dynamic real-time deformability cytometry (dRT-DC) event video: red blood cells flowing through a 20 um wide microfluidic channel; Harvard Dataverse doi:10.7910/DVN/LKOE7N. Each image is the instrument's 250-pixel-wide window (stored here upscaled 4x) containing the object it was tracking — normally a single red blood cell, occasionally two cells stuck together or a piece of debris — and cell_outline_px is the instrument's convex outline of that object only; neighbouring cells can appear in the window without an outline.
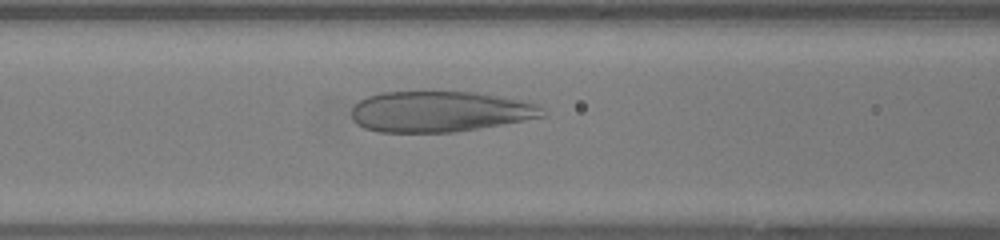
{"species": "human", "species_latin": "Homo sapiens", "temperature_condition": "warm", "stored_images_in_passage": 36, "camera_frame_rate_fps": 3000, "um_per_image_px": 0.085, "donor": {"sex": "female"}, "frame": {"image": 1, "passage_image": 11, "time_ms": 3.333, "image_size_px": [1000, 240], "cell_outline_px": [[544, 116], [524, 120], [452, 132], [380, 132], [364, 128], [356, 124], [352, 120], [352, 108], [360, 100], [368, 96], [380, 92], [472, 92], [520, 100], [536, 104], [540, 108]], "centroid_in_image_um": [37.29, 9.48], "position_along_channel_um": 129.3, "area_um2": 44.74}}
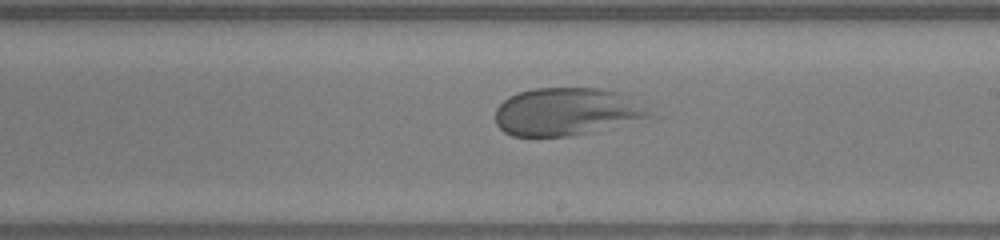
{"frame": {"image": 2, "passage_image": 19, "time_ms": 6.0, "image_size_px": [1000, 240], "cell_outline_px": [[668, 116], [572, 136], [512, 136], [504, 132], [496, 124], [496, 108], [508, 96], [516, 92], [532, 88], [600, 88], [620, 92]], "centroid_in_image_um": [48.37, 9.5], "position_along_channel_um": 240.6, "area_um2": 44.51}}
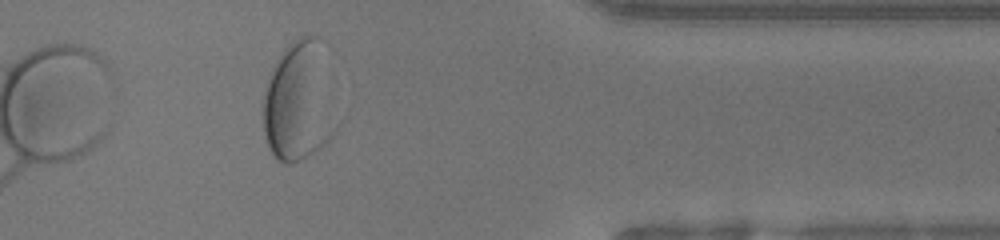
{"frame": {"image": 3, "passage_image": 31, "time_ms": 10.0, "image_size_px": [1000, 240], "cell_outline_px": [[332, 136], [320, 148], [288, 164], [276, 160], [268, 144], [264, 132], [264, 92], [272, 68], [276, 60], [284, 48], [292, 40], [300, 36], [316, 36], [332, 132]], "centroid_in_image_um": [25.21, 8.71], "position_along_channel_um": 386.2, "area_um2": 46.99}}